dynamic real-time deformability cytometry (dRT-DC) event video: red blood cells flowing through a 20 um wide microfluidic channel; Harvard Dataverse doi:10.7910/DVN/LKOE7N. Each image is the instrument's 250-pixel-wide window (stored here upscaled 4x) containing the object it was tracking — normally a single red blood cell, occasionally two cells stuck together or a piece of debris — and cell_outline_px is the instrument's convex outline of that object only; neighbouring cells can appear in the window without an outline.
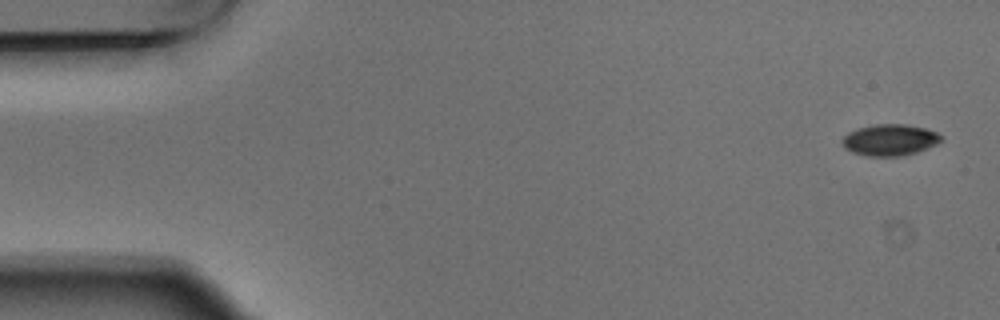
{"species": "Egyptian fruit bat (a non-hibernating species)", "species_latin": "Rousettus aegyptiacus", "temperature_condition": "warm", "stored_images_in_passage": 6, "segment_of_instrument_passage": [1, 2], "camera_frame_rate_fps": 3000, "um_per_image_px": 0.085, "animal": {"sex": "male"}, "frame": {"image": 1, "passage_image": 1, "time_ms": 0.0, "image_size_px": [1000, 320], "cell_outline_px": [[944, 140], [936, 144], [916, 152], [900, 156], [864, 156], [852, 152], [844, 148], [840, 140], [848, 132], [856, 128], [876, 124], [904, 124], [924, 128], [936, 132], [944, 136]], "centroid_in_image_um": [75.61, 11.89], "position_along_channel_um": 9.4, "area_um2": 18.26}}
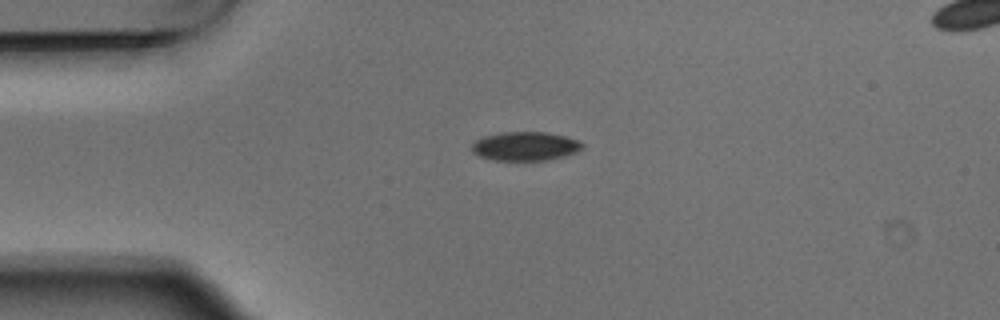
{"frame": {"image": 2, "passage_image": 4, "time_ms": 1.0, "image_size_px": [1000, 320], "cell_outline_px": [[584, 148], [576, 152], [564, 156], [548, 160], [492, 160], [480, 156], [472, 152], [472, 144], [476, 140], [484, 136], [504, 132], [544, 132], [564, 136], [580, 140], [584, 144]], "centroid_in_image_um": [44.67, 12.43], "position_along_channel_um": 40.3, "area_um2": 18.61}}